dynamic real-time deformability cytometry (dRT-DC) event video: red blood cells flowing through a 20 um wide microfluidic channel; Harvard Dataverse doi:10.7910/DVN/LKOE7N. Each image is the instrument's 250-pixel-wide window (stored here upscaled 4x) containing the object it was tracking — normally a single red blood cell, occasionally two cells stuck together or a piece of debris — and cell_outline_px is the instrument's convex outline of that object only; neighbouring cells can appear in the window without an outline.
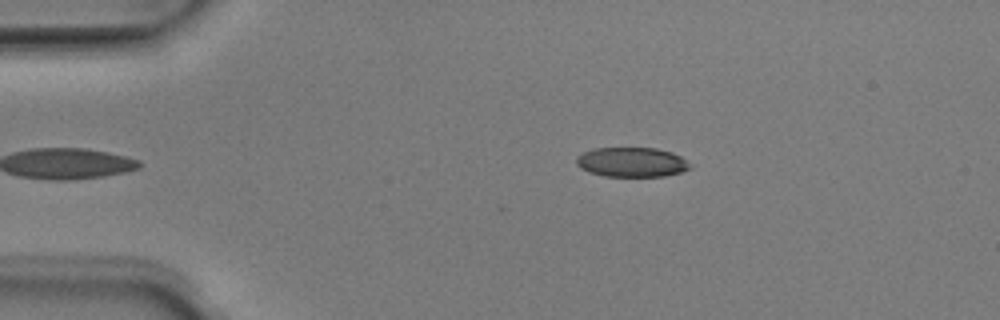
{"species": "Egyptian fruit bat (a non-hibernating species)", "species_latin": "Rousettus aegyptiacus", "temperature_condition": "room temperature", "stored_images_in_passage": 35, "camera_frame_rate_fps": 3000, "um_per_image_px": 0.085, "animal": {"sex": "male"}, "frame": {"image": 1, "passage_image": 1, "time_ms": 0.0, "image_size_px": [1000, 320], "cell_outline_px": [[692, 168], [680, 172], [664, 176], [604, 176], [588, 172], [580, 168], [576, 164], [576, 156], [592, 148], [656, 148], [672, 152], [680, 156], [692, 164]], "centroid_in_image_um": [53.69, 13.78], "position_along_channel_um": 31.3, "area_um2": 19.77}}
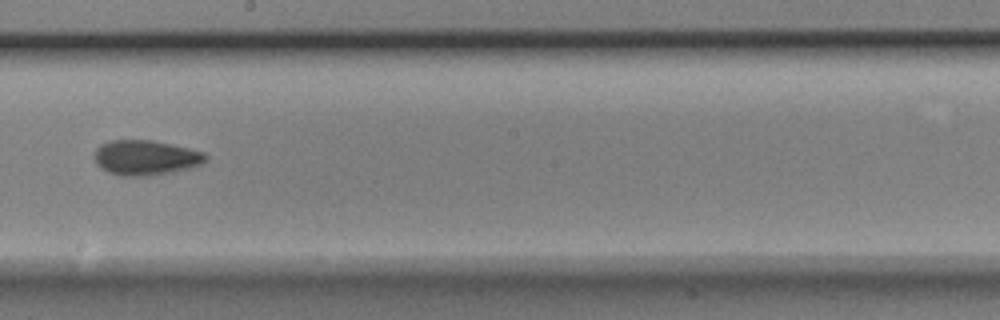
{"frame": {"image": 2, "passage_image": 20, "time_ms": 6.333, "image_size_px": [1000, 320], "cell_outline_px": [[208, 160], [204, 164], [192, 168], [172, 172], [148, 176], [120, 176], [108, 172], [100, 168], [96, 164], [92, 156], [96, 148], [100, 144], [108, 140], [152, 140], [188, 148], [204, 152], [208, 156]], "centroid_in_image_um": [12.37, 13.41], "position_along_channel_um": 235.8, "area_um2": 23.18}}
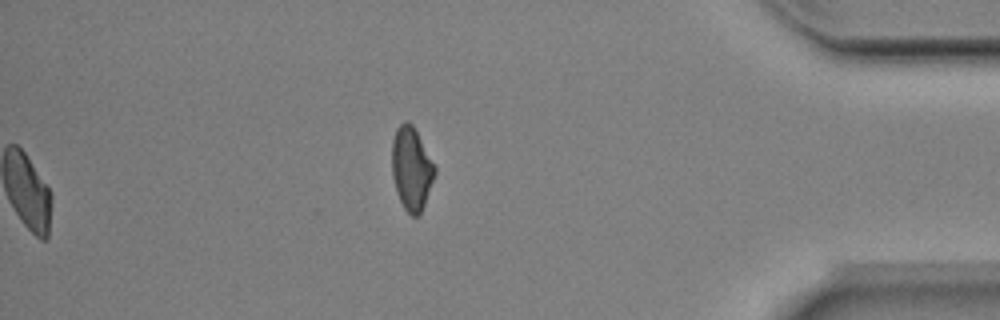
{"frame": {"image": 3, "passage_image": 35, "time_ms": 11.333, "image_size_px": [1000, 320], "cell_outline_px": [[436, 172], [424, 204], [420, 212], [416, 216], [412, 216], [404, 208], [396, 192], [392, 176], [392, 140], [396, 128], [404, 120], [408, 120], [412, 124], [436, 168]], "centroid_in_image_um": [34.95, 14.3], "position_along_channel_um": 400.3, "area_um2": 20.52}, "authors_computed_cell_mechanics": {"area_um2": 21.7328, "velocity_mm_per_s": 4.0228, "shape_relaxation_time_tau1_ms": 3.7424, "shape_relaxation_time_tau2_ms": 2.8028, "deformation_change_tau1": 0.1324, "deformation_change_tau2": 0.0892}}